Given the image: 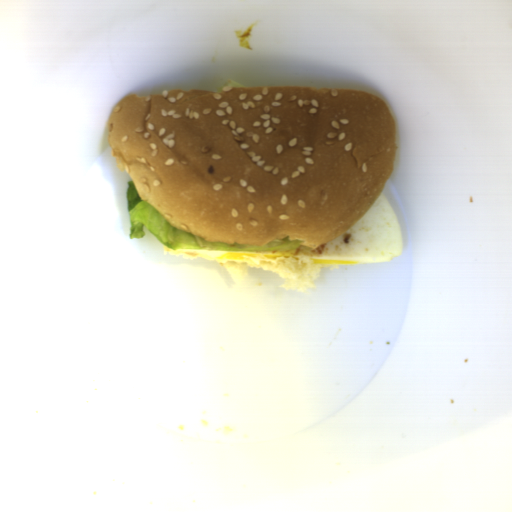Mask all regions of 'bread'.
<instances>
[{
  "instance_id": "1",
  "label": "bread",
  "mask_w": 512,
  "mask_h": 512,
  "mask_svg": "<svg viewBox=\"0 0 512 512\" xmlns=\"http://www.w3.org/2000/svg\"><path fill=\"white\" fill-rule=\"evenodd\" d=\"M105 130L141 200L225 244L288 237L316 250L371 208L396 153L382 98L305 85L133 93Z\"/></svg>"
},
{
  "instance_id": "2",
  "label": "bread",
  "mask_w": 512,
  "mask_h": 512,
  "mask_svg": "<svg viewBox=\"0 0 512 512\" xmlns=\"http://www.w3.org/2000/svg\"><path fill=\"white\" fill-rule=\"evenodd\" d=\"M217 263L227 270L232 281L237 285L243 284L246 281L249 275V268L265 269L275 273L282 279L280 287L282 290L306 293L313 288L323 267V264H317L304 257L291 258L281 256L276 259L256 256L239 263Z\"/></svg>"
}]
</instances>
